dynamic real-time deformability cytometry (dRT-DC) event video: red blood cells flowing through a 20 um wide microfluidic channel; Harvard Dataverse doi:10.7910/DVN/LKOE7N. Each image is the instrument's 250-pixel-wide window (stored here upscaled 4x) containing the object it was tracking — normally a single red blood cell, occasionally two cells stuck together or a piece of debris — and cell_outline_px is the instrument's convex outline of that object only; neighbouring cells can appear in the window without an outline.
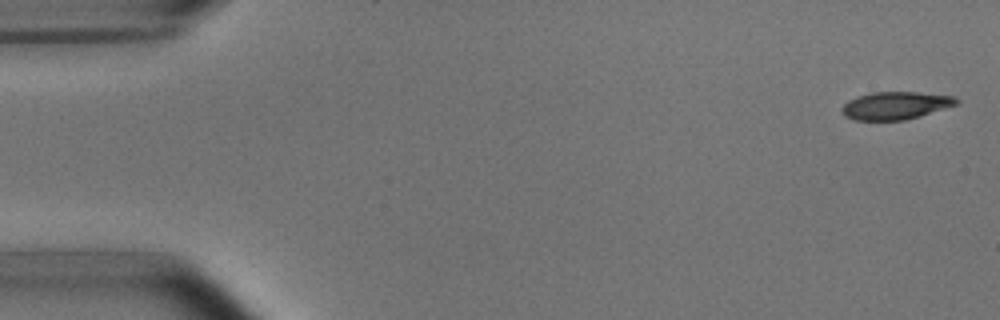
{"species": "common noctule bat (a hibernating species)", "species_latin": "Nyctalus noctula", "temperature_condition": "room temperature", "stored_images_in_passage": 6, "camera_frame_rate_fps": 3000, "um_per_image_px": 0.085, "animal": {"sex": "male", "body_mass_g": 15.6}, "frame": {"image": 1, "passage_image": 1, "time_ms": 0.0, "image_size_px": [1000, 320], "cell_outline_px": [[960, 104], [920, 116], [904, 120], [856, 120], [844, 116], [840, 108], [848, 100], [856, 96], [872, 92], [916, 92], [952, 96], [960, 100]], "centroid_in_image_um": [76.12, 8.97], "position_along_channel_um": 8.9, "area_um2": 18.61}}